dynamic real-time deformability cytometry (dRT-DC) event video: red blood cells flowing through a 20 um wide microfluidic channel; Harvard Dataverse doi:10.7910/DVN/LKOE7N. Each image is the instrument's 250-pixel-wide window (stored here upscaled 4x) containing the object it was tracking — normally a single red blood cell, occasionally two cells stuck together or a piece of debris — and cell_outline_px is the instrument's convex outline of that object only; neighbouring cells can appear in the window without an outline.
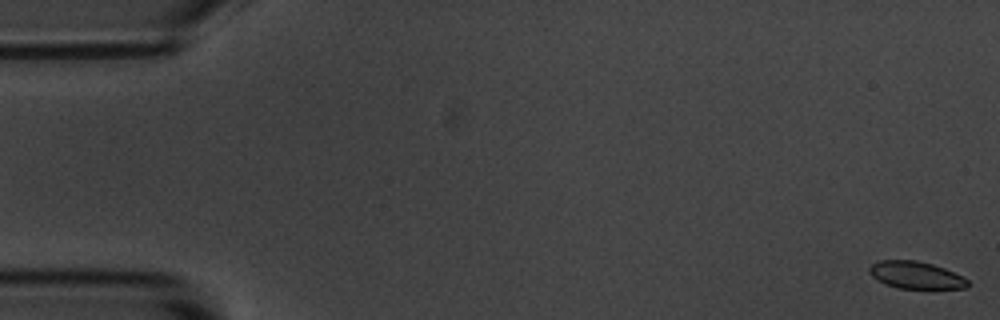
{"species": "common noctule bat (a hibernating species)", "species_latin": "Nyctalus noctula", "temperature_condition": "room temperature", "stored_images_in_passage": 55, "camera_frame_rate_fps": 3000, "um_per_image_px": 0.085, "animal": {"sex": "male", "body_mass_g": 20.1, "forearm_length_mm": 53.5}, "frame": {"image": 1, "passage_image": 1, "time_ms": 0.0, "image_size_px": [1000, 320], "cell_outline_px": [[968, 288], [896, 288], [884, 284], [876, 280], [868, 272], [868, 268], [872, 264], [880, 260], [916, 260], [932, 264], [944, 268], [964, 276], [968, 280]], "centroid_in_image_um": [77.82, 23.38], "position_along_channel_um": 7.2, "area_um2": 15.72}}
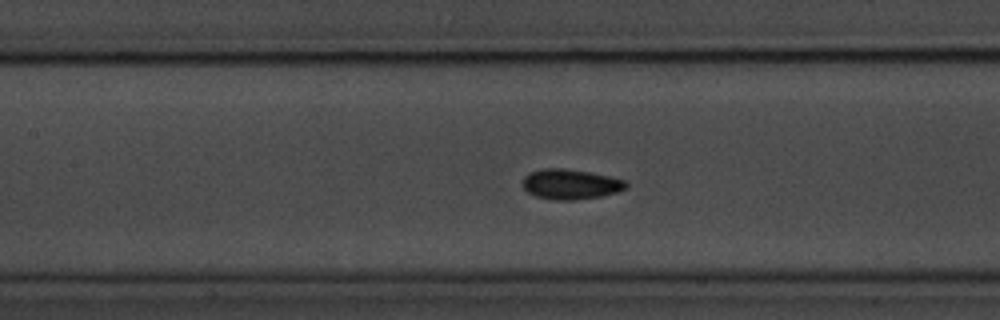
{"frame": {"image": 2, "passage_image": 25, "time_ms": 8.0, "image_size_px": [1000, 320], "cell_outline_px": [[628, 184], [624, 188], [616, 192], [600, 196], [576, 200], [552, 200], [536, 196], [528, 192], [524, 188], [524, 176], [528, 172], [544, 168], [564, 168], [588, 172], [608, 176], [624, 180]], "centroid_in_image_um": [48.46, 15.65], "position_along_channel_um": 158.9, "area_um2": 17.98}}
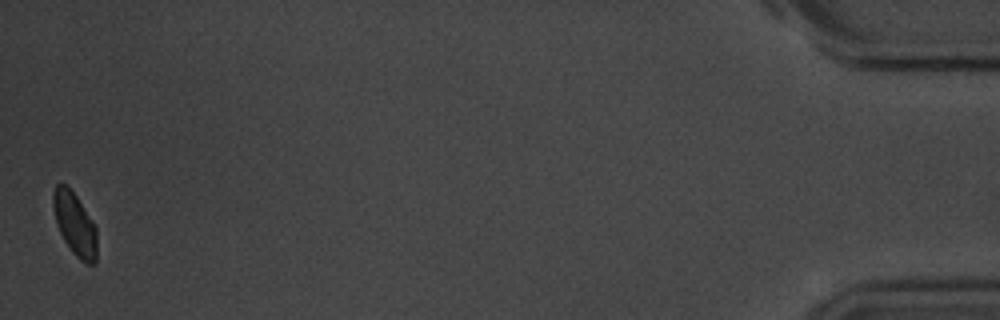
{"frame": {"image": 3, "passage_image": 55, "time_ms": 18.0, "image_size_px": [1000, 320], "cell_outline_px": [[96, 264], [88, 264], [80, 260], [72, 252], [64, 240], [56, 224], [52, 204], [52, 192], [56, 184], [64, 184], [76, 196], [96, 228]], "centroid_in_image_um": [6.33, 19.06], "position_along_channel_um": 428.9, "area_um2": 15.84}, "authors_computed_cell_mechanics": {"area_um2": 17.051, "velocity_mm_per_s": 3.6386, "shape_relaxation_time_tau1_ms": 2.3306, "shape_relaxation_time_tau2_ms": 2.7446, "deformation_change_tau1": 0.0629, "deformation_change_tau2": 0.0553}}